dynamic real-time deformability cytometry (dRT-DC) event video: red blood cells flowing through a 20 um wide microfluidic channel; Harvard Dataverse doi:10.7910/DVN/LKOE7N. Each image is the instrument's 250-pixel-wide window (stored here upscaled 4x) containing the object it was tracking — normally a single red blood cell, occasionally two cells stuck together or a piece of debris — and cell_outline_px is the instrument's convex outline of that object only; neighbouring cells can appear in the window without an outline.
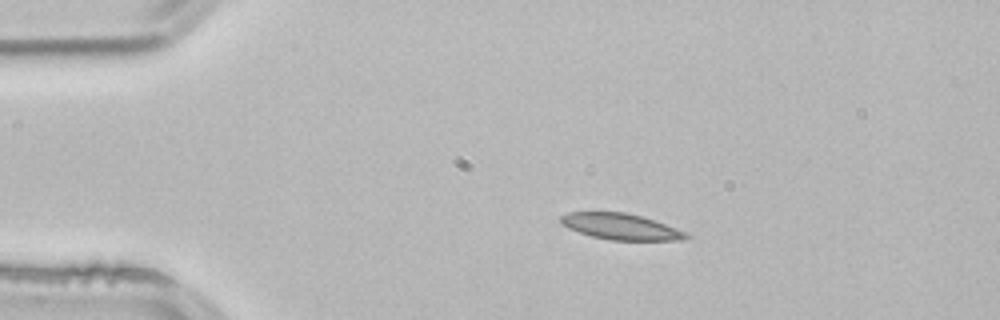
{"species": "common noctule bat (a hibernating species)", "species_latin": "Nyctalus noctula", "temperature_condition": "room temperature", "stored_images_in_passage": 4, "segment_of_instrument_passage": [1, 2], "camera_frame_rate_fps": 3000, "um_per_image_px": 0.085, "animal": {"sex": "male", "body_mass_g": 21.5, "forearm_length_mm": 52.0}, "frame": {"image": 1, "passage_image": 2, "time_ms": 0.333, "image_size_px": [1000, 320], "cell_outline_px": [[692, 236], [684, 240], [608, 240], [592, 236], [568, 228], [560, 220], [560, 216], [568, 212], [624, 212], [640, 216], [688, 232]], "centroid_in_image_um": [52.8, 19.27], "position_along_channel_um": 32.2, "area_um2": 18.9}}